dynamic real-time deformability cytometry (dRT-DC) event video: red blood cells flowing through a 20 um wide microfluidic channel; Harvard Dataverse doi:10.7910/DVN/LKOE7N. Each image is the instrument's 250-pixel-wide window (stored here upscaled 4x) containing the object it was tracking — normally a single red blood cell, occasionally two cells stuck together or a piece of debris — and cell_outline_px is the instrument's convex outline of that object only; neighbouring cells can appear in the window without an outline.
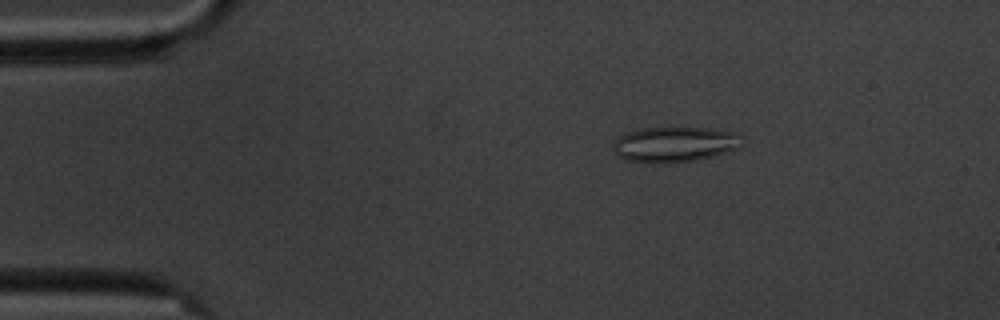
{"species": "common noctule bat (a hibernating species)", "species_latin": "Nyctalus noctula", "temperature_condition": "cold", "stored_images_in_passage": 4, "camera_frame_rate_fps": 3000, "um_per_image_px": 0.085, "animal": {"sex": "male", "body_mass_g": 20.1, "forearm_length_mm": 53.5}, "frame": {"image": 1, "passage_image": 2, "time_ms": 1.333, "image_size_px": [1000, 320], "cell_outline_px": [[744, 140], [736, 148], [712, 156], [692, 160], [656, 164], [628, 160], [620, 156], [612, 148], [616, 140], [620, 136], [628, 132], [640, 128], [708, 128], [736, 132]], "centroid_in_image_um": [57.34, 12.26], "position_along_channel_um": 27.7, "area_um2": 26.13}}